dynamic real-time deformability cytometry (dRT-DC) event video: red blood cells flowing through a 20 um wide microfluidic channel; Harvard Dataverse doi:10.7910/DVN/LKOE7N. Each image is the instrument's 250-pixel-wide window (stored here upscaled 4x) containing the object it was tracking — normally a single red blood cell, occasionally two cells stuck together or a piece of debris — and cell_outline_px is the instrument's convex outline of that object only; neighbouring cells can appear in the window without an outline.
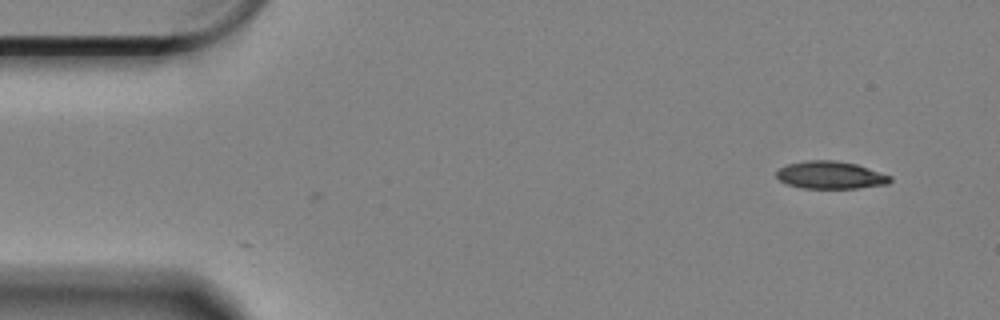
{"species": "Egyptian fruit bat (a non-hibernating species)", "species_latin": "Rousettus aegyptiacus", "temperature_condition": "cold", "stored_images_in_passage": 9, "camera_frame_rate_fps": 3000, "um_per_image_px": 0.085, "animal": {"sex": "female"}, "frame": {"image": 1, "passage_image": 9, "time_ms": 2.667, "image_size_px": [1000, 320], "cell_outline_px": [[892, 180], [888, 184], [856, 188], [804, 188], [788, 184], [780, 180], [776, 176], [776, 172], [780, 168], [788, 164], [808, 160], [836, 160], [856, 164], [892, 176]], "centroid_in_image_um": [70.61, 14.88], "position_along_channel_um": 14.4, "area_um2": 18.15}}